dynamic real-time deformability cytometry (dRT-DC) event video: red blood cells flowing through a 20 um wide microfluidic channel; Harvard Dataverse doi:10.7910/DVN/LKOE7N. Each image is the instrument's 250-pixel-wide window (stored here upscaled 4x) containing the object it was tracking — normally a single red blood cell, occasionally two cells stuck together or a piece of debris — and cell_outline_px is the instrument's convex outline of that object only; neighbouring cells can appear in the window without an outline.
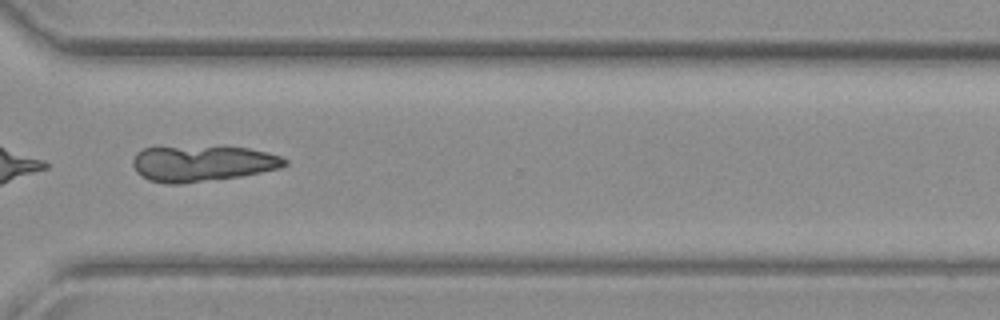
{"species": "common noctule bat (a hibernating species)", "species_latin": "Nyctalus noctula", "temperature_condition": "warm", "stored_images_in_passage": 64, "camera_frame_rate_fps": 3000, "um_per_image_px": 0.085, "animal": {"sex": "female", "body_mass_g": 19.3, "forearm_length_mm": 54.1}, "frame": {"image": 1, "passage_image": 49, "time_ms": 16.0, "image_size_px": [1000, 320], "cell_outline_px": [[288, 164], [280, 168], [240, 176], [180, 184], [168, 184], [148, 180], [140, 176], [136, 172], [132, 164], [132, 160], [136, 152], [144, 148], [248, 148], [268, 152], [280, 156], [288, 160]], "centroid_in_image_um": [17.18, 13.92], "position_along_channel_um": 353.4, "area_um2": 31.21}}